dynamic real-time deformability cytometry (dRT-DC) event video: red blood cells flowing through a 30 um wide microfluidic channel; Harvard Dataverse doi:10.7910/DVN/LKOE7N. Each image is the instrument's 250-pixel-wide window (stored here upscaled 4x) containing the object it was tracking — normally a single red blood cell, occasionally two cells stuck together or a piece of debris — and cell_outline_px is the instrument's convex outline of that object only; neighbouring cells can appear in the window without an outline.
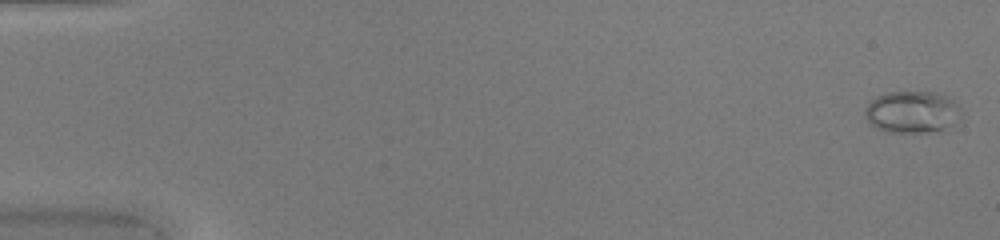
{"species": "common noctule bat (a hibernating species)", "species_latin": "Nyctalus noctula", "temperature_condition": "warm", "stored_images_in_passage": 50, "camera_frame_rate_fps": 3000, "um_per_image_px": 0.085, "animal": {"sex": "female", "body_mass_g": 20.0, "forearm_length_mm": 54.0}, "frame": {"image": 1, "passage_image": 1, "time_ms": 0.0, "image_size_px": [1000, 240], "cell_outline_px": [[960, 116], [952, 124], [940, 132], [888, 132], [876, 128], [864, 116], [864, 108], [876, 96], [888, 92], [936, 92], [948, 96], [960, 104]], "centroid_in_image_um": [77.55, 9.51], "position_along_channel_um": 7.5, "area_um2": 23.76}}
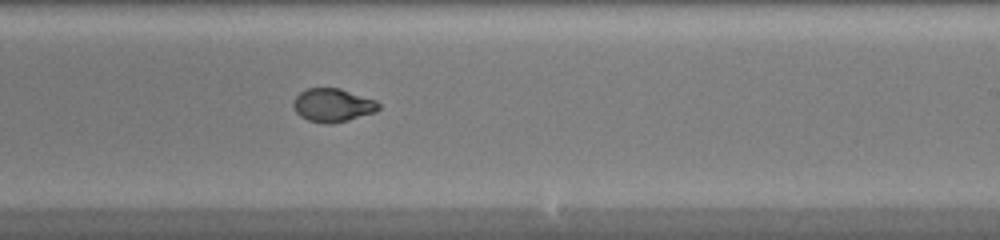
{"frame": {"image": 2, "passage_image": 31, "time_ms": 10.0, "image_size_px": [1000, 240], "cell_outline_px": [[380, 108], [376, 112], [348, 120], [332, 124], [324, 124], [308, 120], [300, 116], [296, 112], [292, 104], [292, 100], [300, 92], [308, 88], [340, 88], [376, 100], [380, 104]], "centroid_in_image_um": [28.28, 8.94], "position_along_channel_um": 260.7, "area_um2": 16.76}}
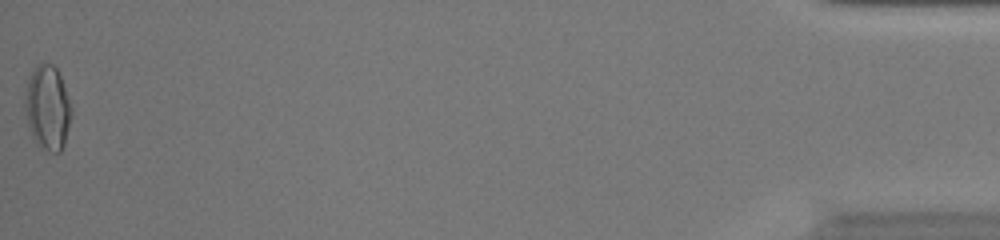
{"frame": {"image": 3, "passage_image": 50, "time_ms": 16.333, "image_size_px": [1000, 240], "cell_outline_px": [[72, 116], [64, 144], [60, 152], [52, 152], [44, 148], [32, 136], [28, 124], [24, 108], [24, 104], [28, 80], [36, 64], [52, 64], [56, 68], [60, 76], [72, 108]], "centroid_in_image_um": [4.05, 9.15], "position_along_channel_um": 431.1, "area_um2": 22.48}, "authors_computed_cell_mechanics": {"area_um2": 17.629, "velocity_mm_per_s": 4.1736, "shape_relaxation_time_tau1_ms": 6.8959, "shape_relaxation_time_tau2_ms": 0.6469, "deformation_change_tau1": 0.2431, "deformation_change_tau2": 0.0339}}